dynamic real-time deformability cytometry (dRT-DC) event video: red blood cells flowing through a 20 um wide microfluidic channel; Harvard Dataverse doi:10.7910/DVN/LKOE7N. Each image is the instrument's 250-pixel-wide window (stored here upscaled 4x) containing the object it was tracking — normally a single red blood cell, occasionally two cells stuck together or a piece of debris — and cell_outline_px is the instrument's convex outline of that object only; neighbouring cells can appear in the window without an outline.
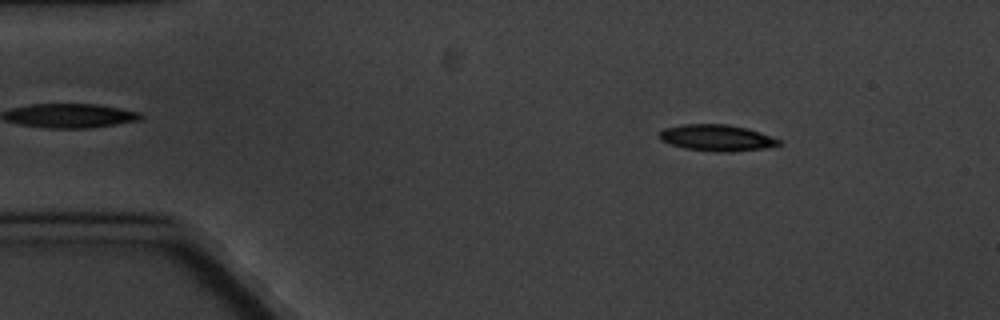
{"species": "common noctule bat (a hibernating species)", "species_latin": "Nyctalus noctula", "temperature_condition": "cold", "stored_images_in_passage": 3, "camera_frame_rate_fps": 3000, "um_per_image_px": 0.085, "animal": {"sex": "male", "body_mass_g": 20.1, "forearm_length_mm": 53.5}, "frame": {"image": 1, "passage_image": 1, "time_ms": 0.0, "image_size_px": [1000, 320], "cell_outline_px": [[780, 144], [764, 148], [732, 152], [716, 152], [684, 148], [660, 140], [660, 132], [664, 128], [680, 124], [728, 124], [760, 132], [780, 140]], "centroid_in_image_um": [60.9, 11.71], "position_along_channel_um": 24.1, "area_um2": 18.21}}